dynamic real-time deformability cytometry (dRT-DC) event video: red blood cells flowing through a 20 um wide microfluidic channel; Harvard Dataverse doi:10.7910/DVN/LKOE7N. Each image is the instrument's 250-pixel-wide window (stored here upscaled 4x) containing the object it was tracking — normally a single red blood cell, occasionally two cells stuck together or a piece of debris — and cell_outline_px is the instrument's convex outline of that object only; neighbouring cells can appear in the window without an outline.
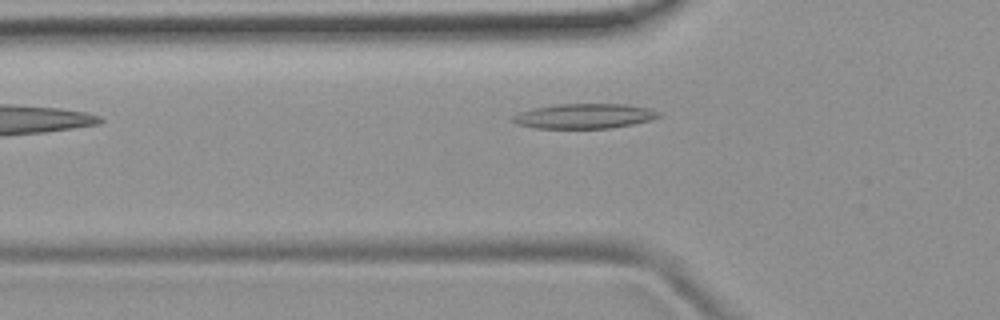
{"species": "common noctule bat (a hibernating species)", "species_latin": "Nyctalus noctula", "temperature_condition": "room temperature", "stored_images_in_passage": 33, "camera_frame_rate_fps": 3000, "um_per_image_px": 0.085, "animal": {"sex": "female", "body_mass_g": 19.9}, "frame": {"image": 1, "passage_image": 3, "time_ms": 0.667, "image_size_px": [1000, 320], "cell_outline_px": [[664, 116], [652, 120], [612, 128], [532, 128], [516, 124], [508, 120], [512, 116], [520, 112], [532, 108], [556, 104], [628, 104], [648, 108], [664, 112]], "centroid_in_image_um": [49.7, 9.86], "position_along_channel_um": 76.1, "area_um2": 21.62}}
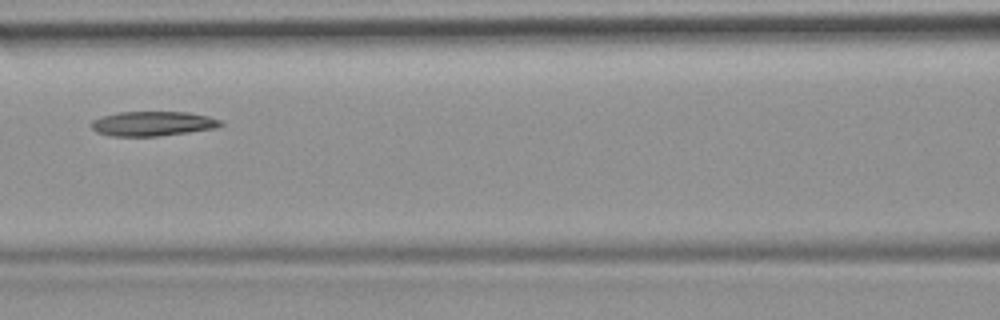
{"frame": {"image": 2, "passage_image": 9, "time_ms": 2.667, "image_size_px": [1000, 320], "cell_outline_px": [[224, 124], [216, 128], [160, 136], [112, 136], [96, 132], [88, 124], [92, 120], [104, 116], [120, 112], [188, 112], [208, 116], [220, 120]], "centroid_in_image_um": [12.97, 10.51], "position_along_channel_um": 153.6, "area_um2": 18.55}}
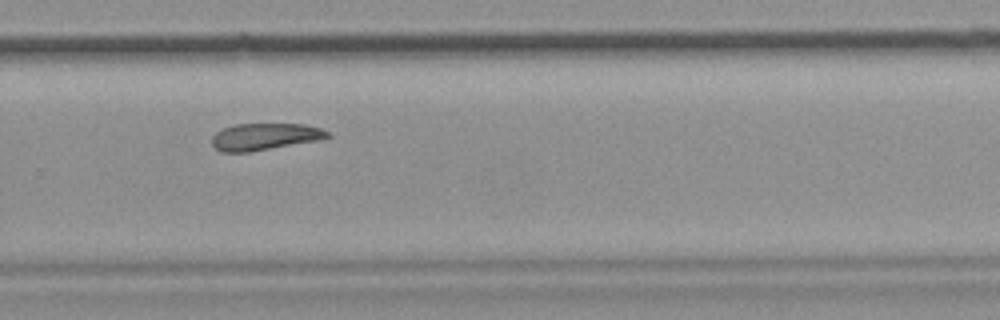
{"frame": {"image": 3, "passage_image": 21, "time_ms": 6.667, "image_size_px": [1000, 320], "cell_outline_px": [[332, 136], [320, 140], [248, 152], [220, 152], [212, 144], [212, 136], [216, 132], [224, 128], [236, 124], [304, 124], [320, 128], [328, 132]], "centroid_in_image_um": [22.51, 11.61], "position_along_channel_um": 307.3, "area_um2": 18.03}}